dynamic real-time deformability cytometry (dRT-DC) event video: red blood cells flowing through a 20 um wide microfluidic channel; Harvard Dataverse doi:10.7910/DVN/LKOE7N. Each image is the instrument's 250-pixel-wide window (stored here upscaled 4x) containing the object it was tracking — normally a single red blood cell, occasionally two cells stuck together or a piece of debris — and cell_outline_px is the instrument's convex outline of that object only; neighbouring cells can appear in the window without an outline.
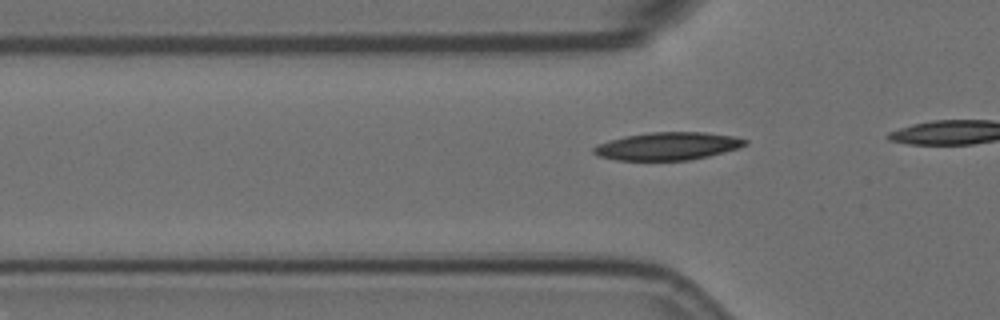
{"species": "Egyptian fruit bat (a non-hibernating species)", "species_latin": "Rousettus aegyptiacus", "temperature_condition": "room temperature", "stored_images_in_passage": 11, "camera_frame_rate_fps": 3000, "um_per_image_px": 0.085, "animal": {"sex": "female"}, "frame": {"image": 1, "passage_image": 5, "time_ms": 1.333, "image_size_px": [1000, 320], "cell_outline_px": [[748, 144], [736, 148], [708, 156], [692, 160], [616, 160], [596, 156], [592, 152], [592, 148], [596, 144], [608, 140], [624, 136], [648, 132], [704, 132], [732, 136], [748, 140]], "centroid_in_image_um": [56.67, 12.42], "position_along_channel_um": 69.1, "area_um2": 24.62}}
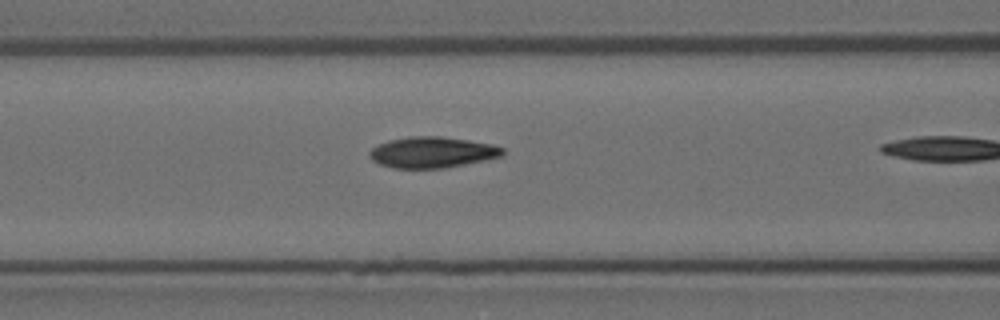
{"frame": {"image": 2, "passage_image": 10, "time_ms": 3.0, "image_size_px": [1000, 320], "cell_outline_px": [[504, 152], [500, 156], [484, 160], [444, 168], [392, 168], [380, 164], [372, 160], [368, 156], [368, 152], [372, 148], [388, 140], [408, 136], [440, 136], [468, 140], [492, 144], [504, 148]], "centroid_in_image_um": [36.7, 12.94], "position_along_channel_um": 129.9, "area_um2": 23.99}}